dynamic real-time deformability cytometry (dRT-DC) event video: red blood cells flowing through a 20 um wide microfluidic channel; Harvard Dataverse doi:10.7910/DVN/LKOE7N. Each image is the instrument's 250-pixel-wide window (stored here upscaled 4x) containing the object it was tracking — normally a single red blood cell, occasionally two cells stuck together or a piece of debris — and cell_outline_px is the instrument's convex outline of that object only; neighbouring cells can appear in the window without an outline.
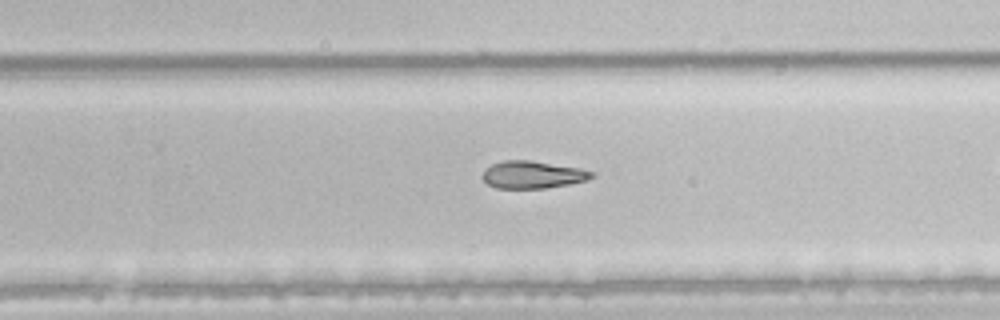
{"species": "common noctule bat (a hibernating species)", "species_latin": "Nyctalus noctula", "temperature_condition": "room temperature", "stored_images_in_passage": 28, "camera_frame_rate_fps": 3000, "um_per_image_px": 0.085, "animal": {"sex": "male", "body_mass_g": 21.5, "forearm_length_mm": 52.0}, "frame": {"image": 1, "passage_image": 20, "time_ms": 6.333, "image_size_px": [1000, 320], "cell_outline_px": [[596, 176], [588, 180], [568, 184], [544, 188], [496, 188], [488, 184], [484, 180], [484, 168], [492, 164], [504, 160], [528, 160], [580, 168], [596, 172]], "centroid_in_image_um": [45.31, 14.84], "position_along_channel_um": 284.5, "area_um2": 17.4}}